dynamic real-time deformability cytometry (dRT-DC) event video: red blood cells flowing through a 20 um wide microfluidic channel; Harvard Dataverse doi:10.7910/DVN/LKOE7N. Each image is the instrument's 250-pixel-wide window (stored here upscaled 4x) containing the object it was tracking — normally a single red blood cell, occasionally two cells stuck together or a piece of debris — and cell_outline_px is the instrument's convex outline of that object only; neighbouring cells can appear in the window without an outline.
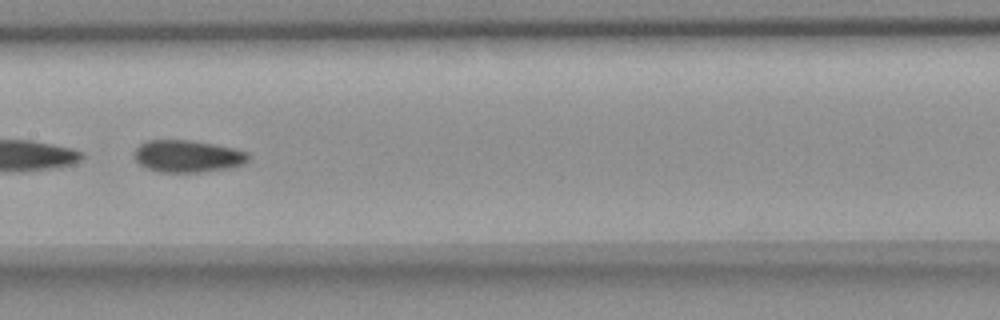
{"species": "common noctule bat (a hibernating species)", "species_latin": "Nyctalus noctula", "temperature_condition": "room temperature", "stored_images_in_passage": 39, "camera_frame_rate_fps": 3000, "um_per_image_px": 0.085, "animal": {"sex": "female", "body_mass_g": 18.4}, "frame": {"image": 1, "passage_image": 27, "time_ms": 8.667, "image_size_px": [1000, 320], "cell_outline_px": [[248, 160], [244, 164], [228, 168], [204, 172], [160, 172], [148, 168], [140, 164], [132, 156], [132, 152], [140, 144], [148, 140], [188, 140], [212, 144], [232, 148], [248, 152]], "centroid_in_image_um": [15.91, 13.28], "position_along_channel_um": 191.5, "area_um2": 21.33}}
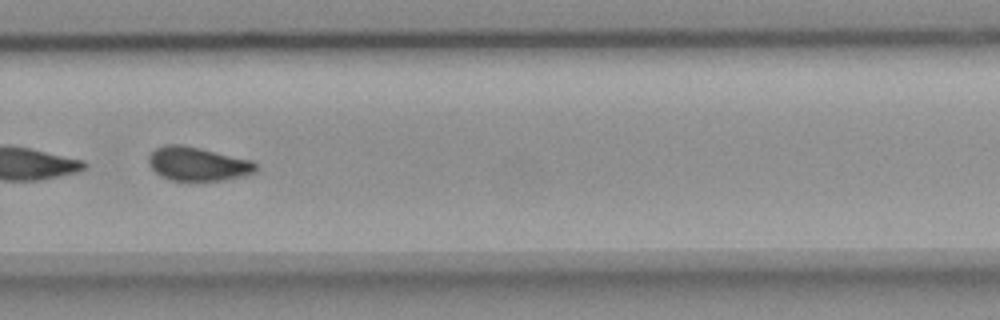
{"frame": {"image": 2, "passage_image": 37, "time_ms": 12.0, "image_size_px": [1000, 320], "cell_outline_px": [[256, 172], [224, 180], [172, 180], [160, 176], [148, 164], [148, 156], [156, 148], [164, 144], [180, 144], [200, 148], [252, 160], [256, 164]], "centroid_in_image_um": [16.78, 13.92], "position_along_channel_um": 313.0, "area_um2": 20.98}}